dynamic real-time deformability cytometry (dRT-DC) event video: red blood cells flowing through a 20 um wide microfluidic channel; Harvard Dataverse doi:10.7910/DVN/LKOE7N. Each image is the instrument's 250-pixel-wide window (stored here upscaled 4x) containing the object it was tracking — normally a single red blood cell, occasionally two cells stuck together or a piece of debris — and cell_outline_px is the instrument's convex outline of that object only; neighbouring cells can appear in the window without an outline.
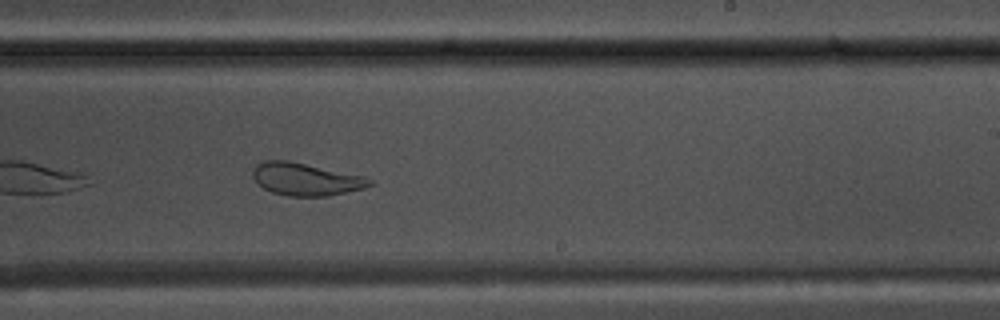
{"species": "common noctule bat (a hibernating species)", "species_latin": "Nyctalus noctula", "temperature_condition": "warm", "stored_images_in_passage": 38, "camera_frame_rate_fps": 3000, "um_per_image_px": 0.085, "animal": {"sex": "male", "body_mass_g": 17.5, "forearm_length_mm": 52.3}, "frame": {"image": 1, "passage_image": 17, "time_ms": 5.333, "image_size_px": [1000, 320], "cell_outline_px": [[372, 184], [364, 188], [328, 196], [288, 196], [272, 192], [264, 188], [252, 176], [252, 168], [256, 164], [264, 160], [288, 160], [364, 176], [372, 180]], "centroid_in_image_um": [25.97, 15.22], "position_along_channel_um": 263.0, "area_um2": 22.08}}
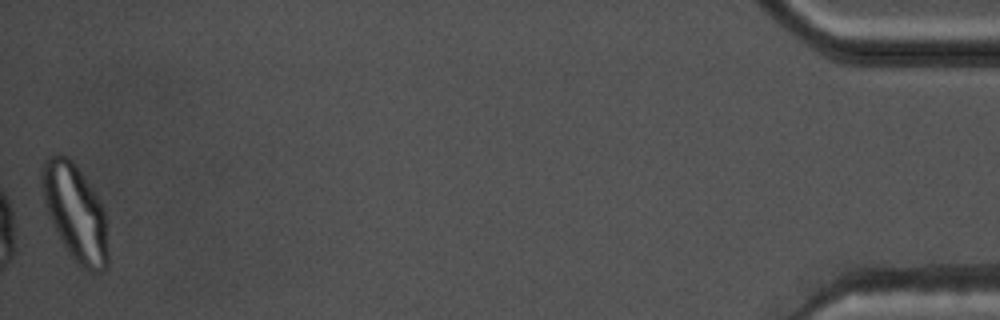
{"frame": {"image": 2, "passage_image": 38, "time_ms": 12.333, "image_size_px": [1000, 320], "cell_outline_px": [[108, 268], [100, 272], [92, 272], [84, 268], [68, 252], [56, 232], [48, 216], [44, 200], [40, 176], [44, 160], [48, 156], [56, 152], [60, 152], [68, 156], [72, 160], [84, 176], [100, 200], [104, 208], [108, 252]], "centroid_in_image_um": [6.39, 18.02], "position_along_channel_um": 428.8, "area_um2": 37.34}, "authors_computed_cell_mechanics": {"area_um2": 24.4494, "velocity_mm_per_s": 3.6972, "shape_relaxation_time_tau1_ms": null, "shape_relaxation_time_tau2_ms": 1.1306, "deformation_change_tau1": null, "deformation_change_tau2": 0.0805}}